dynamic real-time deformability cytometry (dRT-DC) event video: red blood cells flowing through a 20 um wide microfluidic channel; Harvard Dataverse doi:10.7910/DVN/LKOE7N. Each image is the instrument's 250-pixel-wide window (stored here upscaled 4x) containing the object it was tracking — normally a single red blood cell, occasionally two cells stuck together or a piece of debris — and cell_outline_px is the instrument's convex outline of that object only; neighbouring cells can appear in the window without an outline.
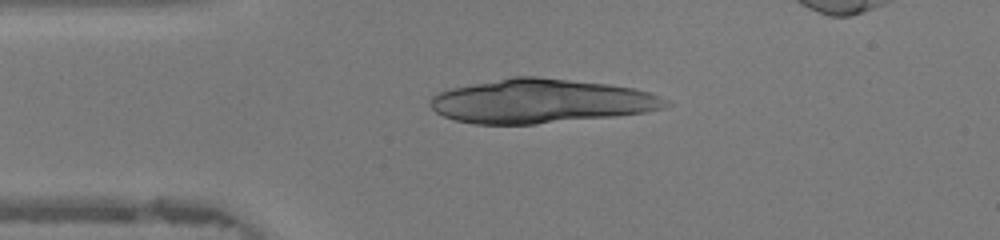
{"species": "human", "species_latin": "Homo sapiens", "temperature_condition": "warm", "stored_images_in_passage": 23, "camera_frame_rate_fps": 3000, "um_per_image_px": 0.085, "donor": {"sex": "female"}, "frame": {"image": 1, "passage_image": 9, "time_ms": 2.667, "image_size_px": [1000, 240], "cell_outline_px": [[672, 104], [664, 108], [648, 112], [612, 116], [536, 124], [476, 124], [452, 120], [436, 112], [428, 104], [428, 100], [436, 92], [452, 88], [512, 76], [536, 76], [608, 84], [632, 88], [648, 92], [660, 96], [668, 100]], "centroid_in_image_um": [45.95, 8.6], "position_along_channel_um": 39.1, "area_um2": 60.57}}